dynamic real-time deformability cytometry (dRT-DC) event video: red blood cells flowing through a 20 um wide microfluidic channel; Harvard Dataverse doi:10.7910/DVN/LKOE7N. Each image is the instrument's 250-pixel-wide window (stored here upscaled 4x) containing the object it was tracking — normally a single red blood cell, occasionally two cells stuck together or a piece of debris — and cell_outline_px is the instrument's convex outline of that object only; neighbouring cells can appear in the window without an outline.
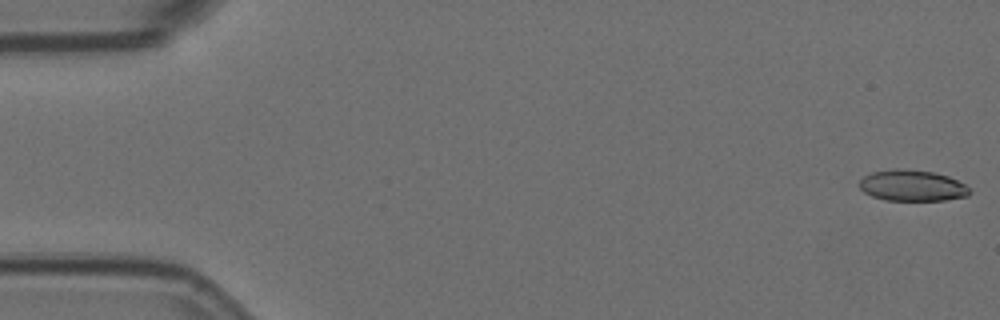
{"species": "Egyptian fruit bat (a non-hibernating species)", "species_latin": "Rousettus aegyptiacus", "temperature_condition": "room temperature", "stored_images_in_passage": 42, "camera_frame_rate_fps": 3000, "um_per_image_px": 0.085, "animal": {"sex": "female"}, "frame": {"image": 1, "passage_image": 1, "time_ms": 0.0, "image_size_px": [1000, 320], "cell_outline_px": [[968, 196], [944, 200], [884, 200], [872, 196], [864, 192], [860, 188], [860, 180], [864, 176], [872, 172], [896, 168], [904, 168], [936, 172], [948, 176], [964, 184], [968, 188]], "centroid_in_image_um": [77.51, 15.76], "position_along_channel_um": 7.5, "area_um2": 19.94}}
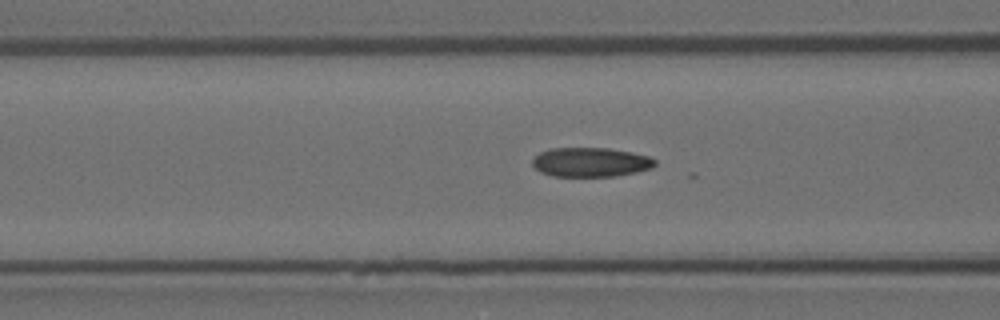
{"frame": {"image": 2, "passage_image": 22, "time_ms": 7.0, "image_size_px": [1000, 320], "cell_outline_px": [[656, 164], [652, 168], [636, 172], [616, 176], [552, 176], [540, 172], [532, 164], [532, 160], [540, 152], [552, 148], [608, 148], [632, 152], [648, 156], [656, 160]], "centroid_in_image_um": [50.21, 13.78], "position_along_channel_um": 116.4, "area_um2": 20.92}}
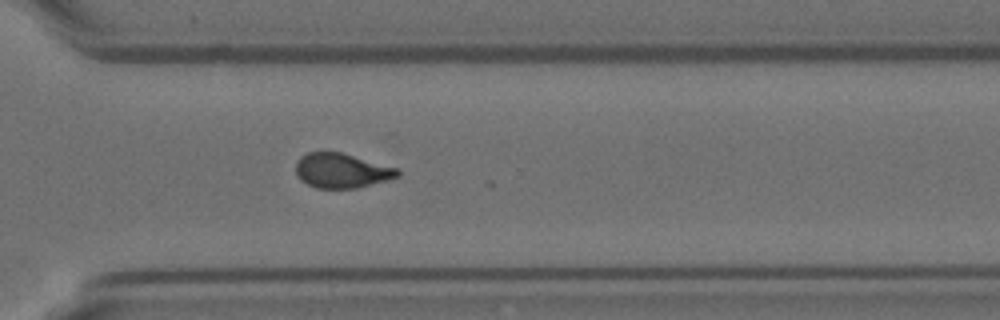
{"frame": {"image": 3, "passage_image": 41, "time_ms": 13.333, "image_size_px": [1000, 320], "cell_outline_px": [[400, 176], [388, 180], [356, 188], [316, 188], [300, 180], [296, 172], [296, 160], [300, 156], [308, 152], [340, 152], [400, 168]], "centroid_in_image_um": [29.06, 14.5], "position_along_channel_um": 341.5, "area_um2": 20.69}}